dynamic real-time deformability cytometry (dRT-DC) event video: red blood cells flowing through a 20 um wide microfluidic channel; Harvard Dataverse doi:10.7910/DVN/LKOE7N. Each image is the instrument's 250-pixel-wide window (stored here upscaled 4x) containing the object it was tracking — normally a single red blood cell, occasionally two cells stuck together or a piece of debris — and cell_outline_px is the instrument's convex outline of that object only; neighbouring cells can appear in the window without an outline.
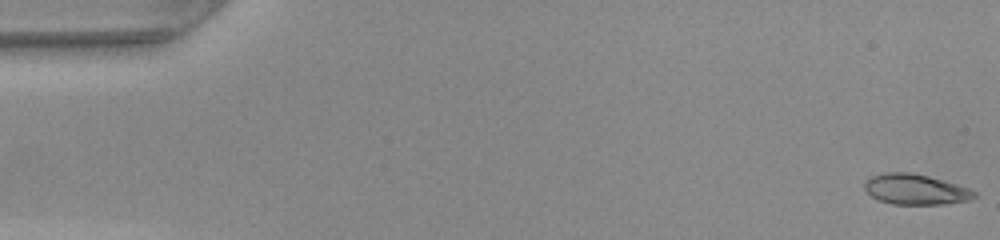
{"species": "common noctule bat (a hibernating species)", "species_latin": "Nyctalus noctula", "temperature_condition": "warm", "stored_images_in_passage": 48, "camera_frame_rate_fps": 3000, "um_per_image_px": 0.085, "animal": {"sex": "female", "body_mass_g": 22.0, "forearm_length_mm": 56.7}, "frame": {"image": 1, "passage_image": 1, "time_ms": 0.0, "image_size_px": [1000, 240], "cell_outline_px": [[976, 196], [968, 200], [944, 204], [892, 204], [880, 200], [872, 196], [864, 188], [864, 184], [868, 176], [884, 172], [912, 172], [928, 176], [956, 184], [968, 188], [976, 192]], "centroid_in_image_um": [77.78, 16.08], "position_along_channel_um": 7.2, "area_um2": 19.42}}
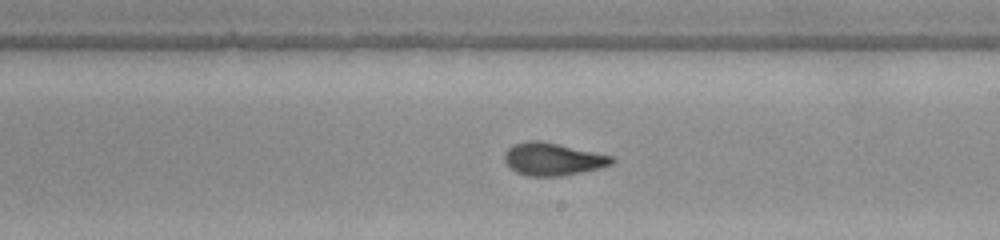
{"frame": {"image": 2, "passage_image": 28, "time_ms": 9.0, "image_size_px": [1000, 240], "cell_outline_px": [[616, 160], [612, 164], [600, 168], [560, 176], [528, 176], [516, 172], [504, 160], [504, 152], [512, 144], [528, 140], [540, 140], [616, 156]], "centroid_in_image_um": [47.01, 13.51], "position_along_channel_um": 242.0, "area_um2": 20.58}}
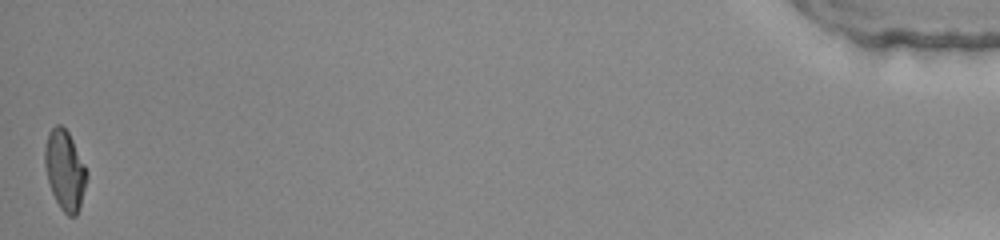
{"frame": {"image": 3, "passage_image": 48, "time_ms": 15.667, "image_size_px": [1000, 240], "cell_outline_px": [[88, 176], [80, 204], [76, 216], [68, 216], [60, 208], [52, 192], [48, 180], [44, 164], [44, 148], [48, 132], [56, 124], [60, 124], [68, 132], [88, 172]], "centroid_in_image_um": [5.5, 14.45], "position_along_channel_um": 429.7, "area_um2": 19.31}, "authors_computed_cell_mechanics": {"area_um2": 19.7387, "velocity_mm_per_s": 4.272, "shape_relaxation_time_tau1_ms": null, "shape_relaxation_time_tau2_ms": 1.0042, "deformation_change_tau1": null, "deformation_change_tau2": 0.0737}}